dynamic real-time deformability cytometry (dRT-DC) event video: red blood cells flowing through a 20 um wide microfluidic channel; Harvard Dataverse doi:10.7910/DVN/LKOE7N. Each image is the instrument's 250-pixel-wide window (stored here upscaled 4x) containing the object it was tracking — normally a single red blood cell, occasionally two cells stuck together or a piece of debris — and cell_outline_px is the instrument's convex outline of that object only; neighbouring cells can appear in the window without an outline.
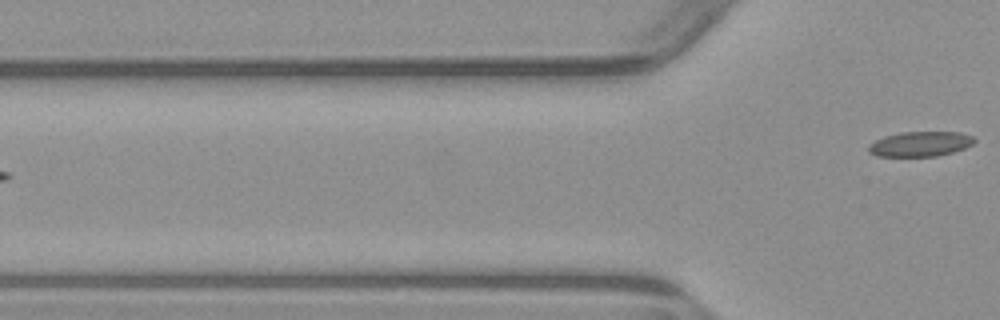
{"species": "common noctule bat (a hibernating species)", "species_latin": "Nyctalus noctula", "temperature_condition": "warm", "stored_images_in_passage": 2, "camera_frame_rate_fps": 3000, "um_per_image_px": 0.085, "animal": {"sex": "male", "body_mass_g": 23.1, "forearm_length_mm": 52.7}, "frame": {"image": 1, "passage_image": 2, "time_ms": 1.333, "image_size_px": [1000, 320], "cell_outline_px": [[976, 140], [972, 144], [964, 148], [952, 152], [936, 156], [876, 156], [868, 152], [868, 144], [884, 136], [900, 132], [960, 132], [972, 136]], "centroid_in_image_um": [78.19, 12.23], "position_along_channel_um": 47.6, "area_um2": 15.37}}